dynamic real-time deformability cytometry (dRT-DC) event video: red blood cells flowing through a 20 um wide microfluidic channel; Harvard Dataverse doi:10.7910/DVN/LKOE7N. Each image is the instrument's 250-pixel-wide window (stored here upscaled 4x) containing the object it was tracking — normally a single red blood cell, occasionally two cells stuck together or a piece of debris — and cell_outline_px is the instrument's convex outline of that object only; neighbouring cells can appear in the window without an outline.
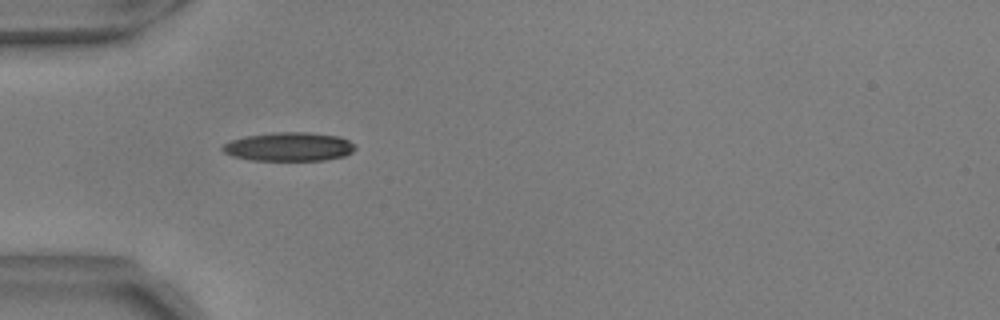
{"species": "common noctule bat (a hibernating species)", "species_latin": "Nyctalus noctula", "temperature_condition": "warm", "stored_images_in_passage": 15, "camera_frame_rate_fps": 3000, "um_per_image_px": 0.085, "animal": {"sex": "male", "body_mass_g": 17.9, "forearm_length_mm": 54.2}, "frame": {"image": 1, "passage_image": 1, "time_ms": 0.0, "image_size_px": [1000, 320], "cell_outline_px": [[356, 148], [352, 152], [344, 156], [324, 160], [252, 160], [232, 156], [224, 152], [220, 148], [224, 144], [232, 140], [244, 136], [272, 132], [308, 132], [340, 136], [356, 144]], "centroid_in_image_um": [24.58, 12.46], "position_along_channel_um": 60.4, "area_um2": 22.37}}